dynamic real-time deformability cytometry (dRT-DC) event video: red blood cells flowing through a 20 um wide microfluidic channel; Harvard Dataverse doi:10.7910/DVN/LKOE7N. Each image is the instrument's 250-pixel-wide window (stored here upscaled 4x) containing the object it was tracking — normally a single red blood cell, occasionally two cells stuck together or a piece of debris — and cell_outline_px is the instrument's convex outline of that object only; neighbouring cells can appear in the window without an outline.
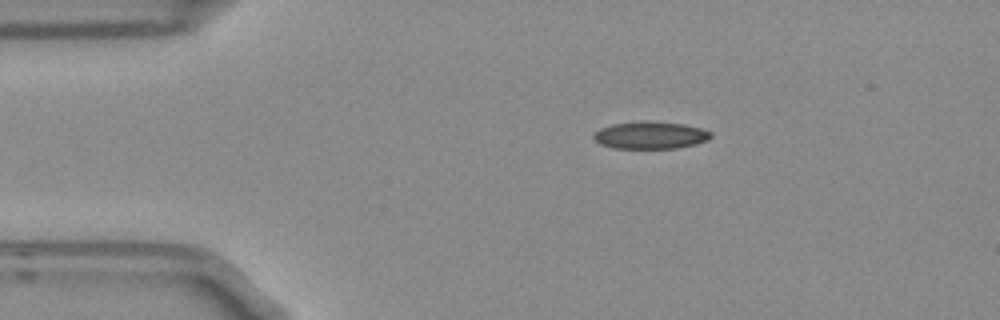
{"species": "Egyptian fruit bat (a non-hibernating species)", "species_latin": "Rousettus aegyptiacus", "temperature_condition": "room temperature", "stored_images_in_passage": 5, "camera_frame_rate_fps": 3000, "um_per_image_px": 0.085, "frame": {"image": 1, "passage_image": 2, "time_ms": 0.333, "image_size_px": [1000, 320], "cell_outline_px": [[712, 136], [696, 144], [676, 148], [612, 148], [600, 144], [592, 136], [600, 128], [612, 124], [640, 120], [644, 120], [684, 124], [700, 128], [712, 132]], "centroid_in_image_um": [55.26, 11.48], "position_along_channel_um": 29.7, "area_um2": 18.67}}
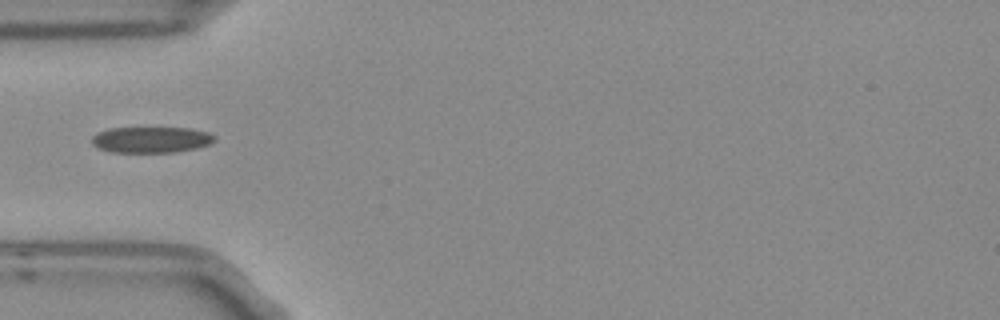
{"frame": {"image": 2, "passage_image": 4, "time_ms": 1.0, "image_size_px": [1000, 320], "cell_outline_px": [[216, 140], [212, 144], [196, 148], [176, 152], [108, 152], [96, 148], [92, 144], [92, 136], [108, 128], [188, 128], [208, 132], [216, 136]], "centroid_in_image_um": [12.86, 11.88], "position_along_channel_um": 72.1, "area_um2": 18.79}}
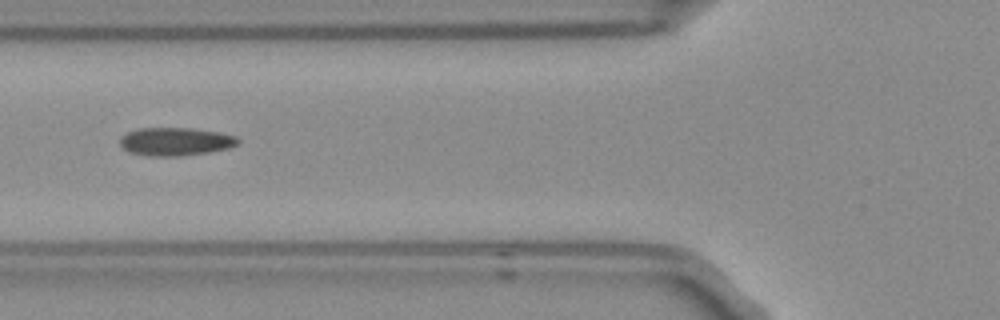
{"frame": {"image": 3, "passage_image": 5, "time_ms": 1.333, "image_size_px": [1000, 320], "cell_outline_px": [[240, 140], [236, 144], [228, 148], [208, 152], [180, 156], [148, 156], [128, 152], [120, 144], [120, 136], [128, 132], [140, 128], [192, 128], [220, 132], [236, 136]], "centroid_in_image_um": [14.9, 12.03], "position_along_channel_um": 110.9, "area_um2": 19.36}}